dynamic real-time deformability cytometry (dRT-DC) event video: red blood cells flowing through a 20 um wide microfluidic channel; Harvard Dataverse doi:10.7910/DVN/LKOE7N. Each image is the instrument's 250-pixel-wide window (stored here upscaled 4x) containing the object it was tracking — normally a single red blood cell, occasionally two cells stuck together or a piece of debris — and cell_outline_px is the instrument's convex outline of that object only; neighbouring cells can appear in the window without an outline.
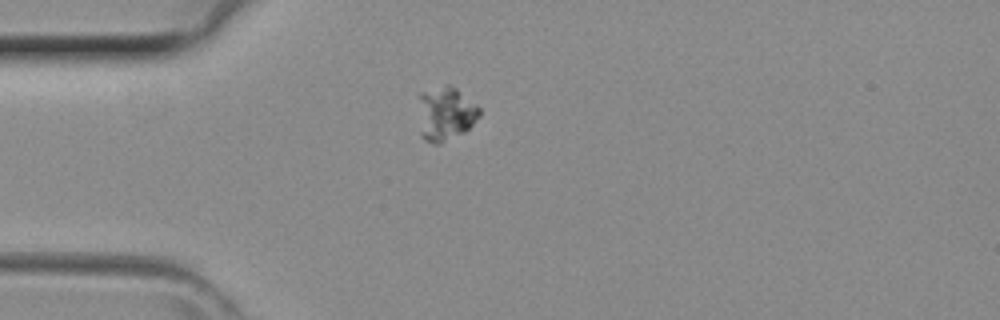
{"species": "common noctule bat (a hibernating species)", "species_latin": "Nyctalus noctula", "temperature_condition": "room temperature", "stored_images_in_passage": 27, "camera_frame_rate_fps": 3000, "um_per_image_px": 0.085, "animal": {"sex": "female", "body_mass_g": 29.2, "forearm_length_mm": 56.3}, "frame": {"image": 1, "passage_image": 1, "time_ms": 0.0, "image_size_px": [1000, 320], "cell_outline_px": [[480, 116], [464, 132], [440, 144], [432, 144], [424, 140], [420, 136], [420, 92], [444, 84], [448, 84], [456, 88], [476, 104], [480, 108]], "centroid_in_image_um": [37.87, 9.67], "position_along_channel_um": 47.1, "area_um2": 19.19}}
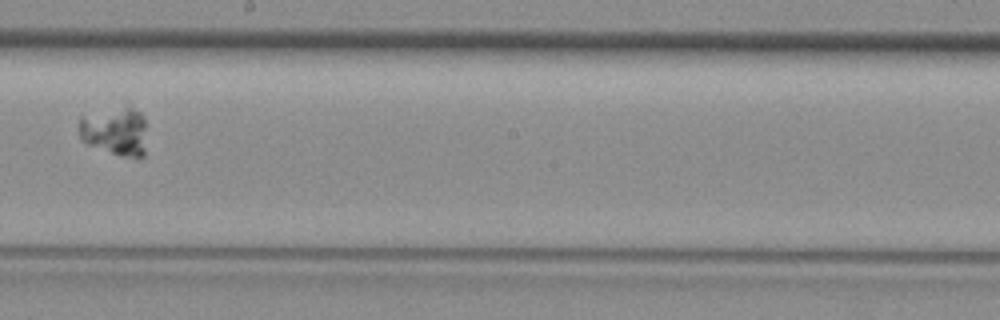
{"frame": {"image": 2, "passage_image": 14, "time_ms": 4.333, "image_size_px": [1000, 320], "cell_outline_px": [[144, 156], [140, 160], [120, 156], [88, 144], [80, 140], [80, 116], [128, 100], [144, 116]], "centroid_in_image_um": [9.81, 11.06], "position_along_channel_um": 238.4, "area_um2": 20.35}}
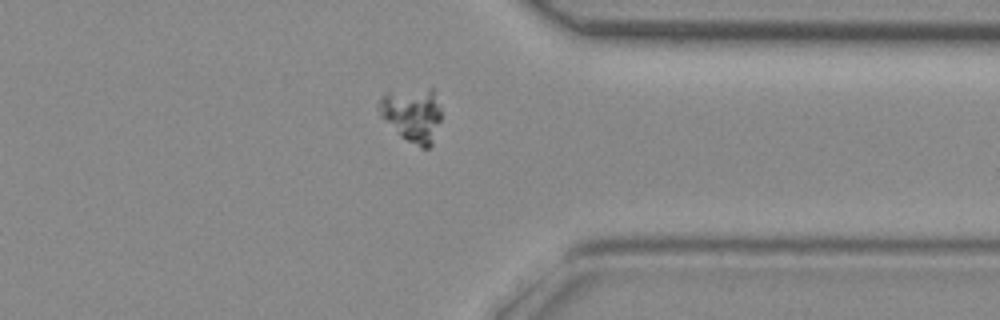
{"frame": {"image": 3, "passage_image": 23, "time_ms": 7.333, "image_size_px": [1000, 320], "cell_outline_px": [[440, 120], [432, 144], [428, 148], [420, 148], [400, 136], [380, 116], [376, 108], [380, 96], [388, 92], [428, 88], [432, 88], [440, 108]], "centroid_in_image_um": [35.0, 9.75], "position_along_channel_um": 376.4, "area_um2": 19.77}}